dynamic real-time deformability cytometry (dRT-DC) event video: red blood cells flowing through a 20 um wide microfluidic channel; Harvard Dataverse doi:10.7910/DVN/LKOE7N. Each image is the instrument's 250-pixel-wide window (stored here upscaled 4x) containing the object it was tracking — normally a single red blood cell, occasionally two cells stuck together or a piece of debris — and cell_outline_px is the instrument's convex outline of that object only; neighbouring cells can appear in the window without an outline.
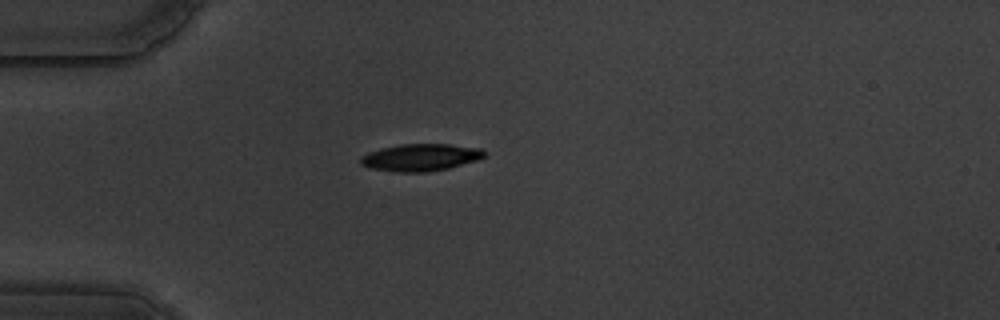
{"species": "common noctule bat (a hibernating species)", "species_latin": "Nyctalus noctula", "temperature_condition": "warm", "stored_images_in_passage": 43, "camera_frame_rate_fps": 3000, "um_per_image_px": 0.085, "animal": {"sex": "male", "body_mass_g": 19.5, "forearm_length_mm": 54.6}, "frame": {"image": 1, "passage_image": 1, "time_ms": 0.0, "image_size_px": [1000, 320], "cell_outline_px": [[488, 152], [484, 156], [476, 160], [448, 168], [428, 172], [396, 172], [372, 168], [360, 164], [360, 156], [368, 152], [400, 144], [448, 144], [480, 148]], "centroid_in_image_um": [35.75, 13.38], "position_along_channel_um": 49.3, "area_um2": 19.48}}
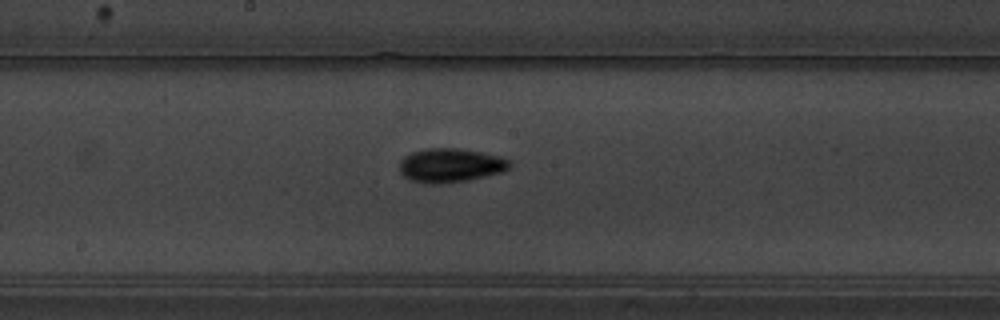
{"frame": {"image": 2, "passage_image": 16, "time_ms": 5.0, "image_size_px": [1000, 320], "cell_outline_px": [[512, 164], [504, 172], [468, 180], [440, 184], [428, 184], [412, 180], [404, 176], [400, 172], [400, 160], [404, 156], [412, 152], [424, 148], [456, 148], [480, 152], [500, 156], [512, 160]], "centroid_in_image_um": [38.31, 14.05], "position_along_channel_um": 209.9, "area_um2": 21.96}}
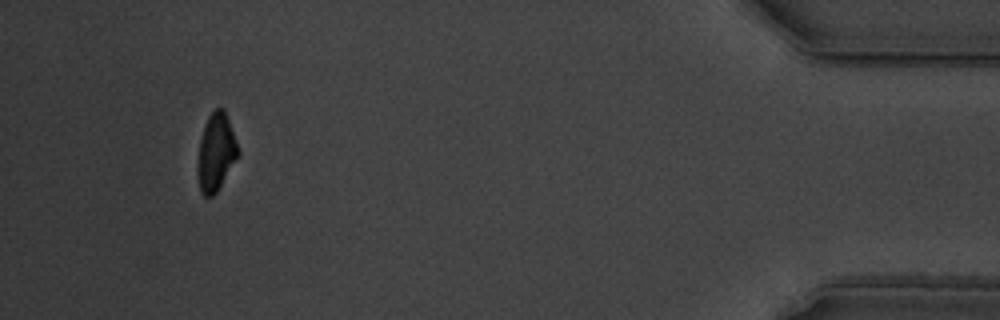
{"frame": {"image": 3, "passage_image": 39, "time_ms": 12.667, "image_size_px": [1000, 320], "cell_outline_px": [[240, 152], [216, 192], [212, 196], [204, 196], [200, 192], [196, 172], [196, 168], [200, 140], [204, 124], [208, 116], [216, 108], [224, 108], [236, 140]], "centroid_in_image_um": [18.33, 12.94], "position_along_channel_um": 416.9, "area_um2": 18.21}, "authors_computed_cell_mechanics": {"area_um2": 19.4786, "velocity_mm_per_s": 3.5361, "shape_relaxation_time_tau1_ms": 2.7627, "shape_relaxation_time_tau2_ms": 8.3059, "deformation_change_tau1": 0.1492, "deformation_change_tau2": 0.1259}}